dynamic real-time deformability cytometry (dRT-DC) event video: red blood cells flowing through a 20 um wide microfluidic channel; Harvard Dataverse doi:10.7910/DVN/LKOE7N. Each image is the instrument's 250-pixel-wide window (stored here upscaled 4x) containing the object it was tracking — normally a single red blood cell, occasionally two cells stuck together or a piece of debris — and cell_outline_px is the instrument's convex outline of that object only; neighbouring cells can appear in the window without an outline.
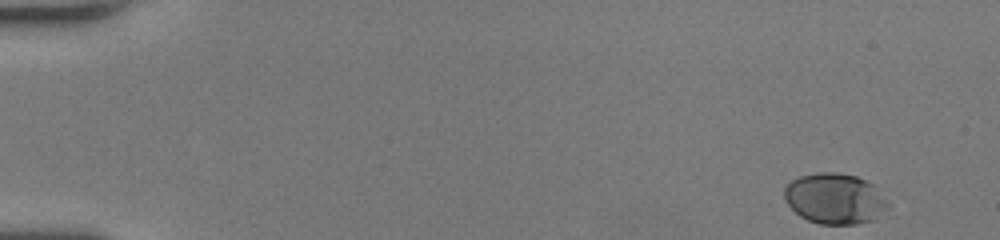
{"species": "human", "species_latin": "Homo sapiens", "temperature_condition": "room temperature", "stored_images_in_passage": 50, "camera_frame_rate_fps": 3000, "um_per_image_px": 0.085, "donor": {"sex": "female"}, "frame": {"image": 1, "passage_image": 1, "time_ms": 0.0, "image_size_px": [1000, 240], "cell_outline_px": [[888, 208], [872, 220], [856, 224], [820, 224], [808, 220], [800, 216], [788, 204], [784, 196], [784, 188], [792, 180], [800, 176], [820, 172], [836, 172], [856, 176], [872, 184], [888, 204]], "centroid_in_image_um": [70.93, 16.88], "position_along_channel_um": 14.1, "area_um2": 30.17}}
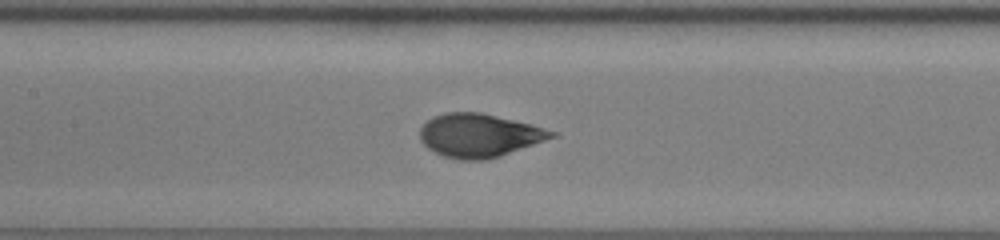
{"frame": {"image": 2, "passage_image": 24, "time_ms": 7.667, "image_size_px": [1000, 240], "cell_outline_px": [[556, 136], [500, 156], [484, 160], [460, 160], [444, 156], [428, 148], [420, 140], [420, 128], [432, 116], [444, 112], [480, 112], [532, 124], [556, 132]], "centroid_in_image_um": [40.7, 11.5], "position_along_channel_um": 166.7, "area_um2": 33.12}}
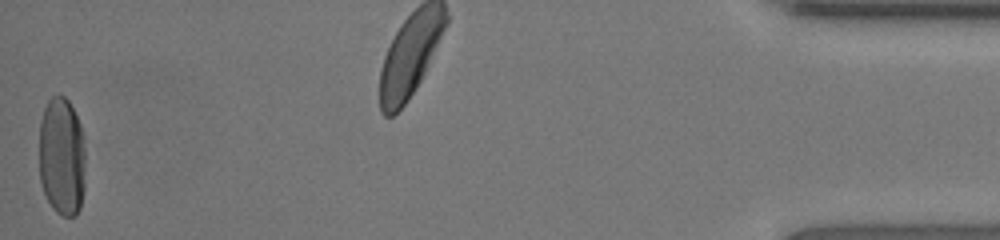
{"frame": {"image": 3, "passage_image": 50, "time_ms": 16.333, "image_size_px": [1000, 240], "cell_outline_px": [[84, 188], [80, 208], [76, 216], [64, 216], [56, 212], [52, 208], [44, 192], [40, 180], [40, 120], [44, 108], [48, 100], [52, 96], [64, 96], [68, 100], [80, 124], [84, 136]], "centroid_in_image_um": [5.26, 13.32], "position_along_channel_um": 429.9, "area_um2": 32.19}, "authors_computed_cell_mechanics": {"area_um2": 32.1946, "velocity_mm_per_s": 4.0601, "shape_relaxation_time_tau1_ms": 2.8202, "shape_relaxation_time_tau2_ms": null, "deformation_change_tau1": 0.1697, "deformation_change_tau2": null}}